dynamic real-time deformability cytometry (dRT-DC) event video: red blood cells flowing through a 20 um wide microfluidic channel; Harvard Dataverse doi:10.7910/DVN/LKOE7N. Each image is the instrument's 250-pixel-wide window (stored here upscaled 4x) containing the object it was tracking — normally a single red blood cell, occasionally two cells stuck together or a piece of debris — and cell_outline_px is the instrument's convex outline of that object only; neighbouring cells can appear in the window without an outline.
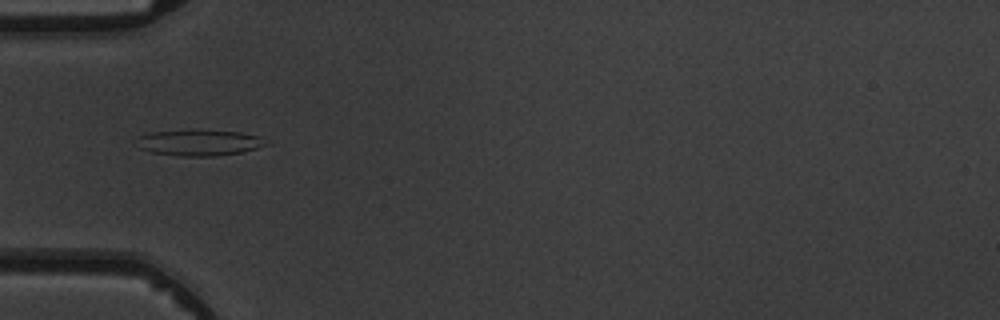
{"species": "common noctule bat (a hibernating species)", "species_latin": "Nyctalus noctula", "temperature_condition": "warm", "stored_images_in_passage": 7, "camera_frame_rate_fps": 3000, "um_per_image_px": 0.085, "animal": {"sex": "male", "body_mass_g": 19.5, "forearm_length_mm": 54.6}, "frame": {"image": 1, "passage_image": 5, "time_ms": 4.667, "image_size_px": [1000, 320], "cell_outline_px": [[272, 144], [240, 152], [216, 156], [180, 156], [152, 152], [140, 148], [136, 136], [152, 132], [196, 128], [240, 132], [260, 136]], "centroid_in_image_um": [16.96, 12.09], "position_along_channel_um": 68.0, "area_um2": 20.11}}
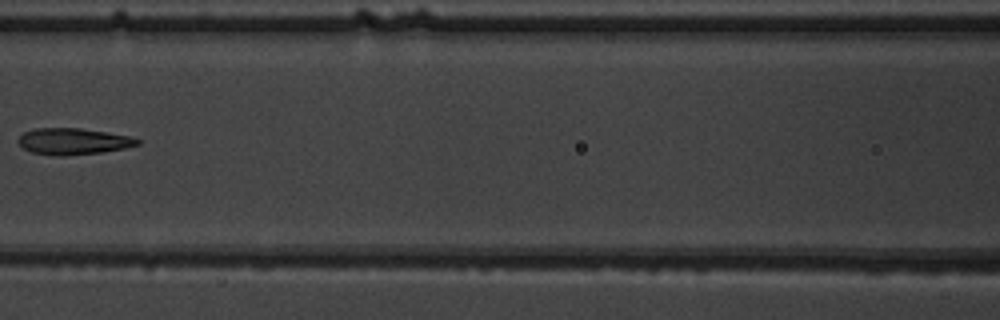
{"frame": {"image": 2, "passage_image": 7, "time_ms": 7.0, "image_size_px": [1000, 320], "cell_outline_px": [[140, 144], [124, 148], [100, 152], [60, 156], [56, 156], [32, 152], [24, 148], [16, 140], [24, 132], [36, 128], [80, 128], [132, 136], [140, 140]], "centroid_in_image_um": [6.23, 12.01], "position_along_channel_um": 160.4, "area_um2": 18.21}}